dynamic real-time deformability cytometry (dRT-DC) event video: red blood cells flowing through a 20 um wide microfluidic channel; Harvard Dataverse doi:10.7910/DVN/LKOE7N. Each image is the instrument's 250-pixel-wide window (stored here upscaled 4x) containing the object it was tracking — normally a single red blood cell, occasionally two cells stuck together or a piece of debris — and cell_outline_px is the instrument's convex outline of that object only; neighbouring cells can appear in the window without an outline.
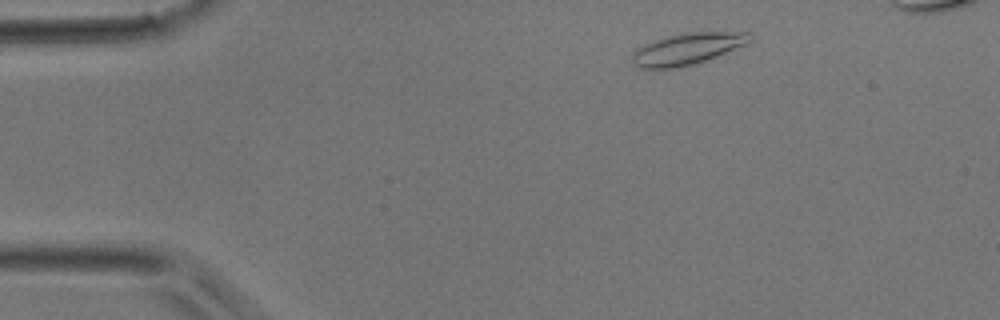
{"species": "common noctule bat (a hibernating species)", "species_latin": "Nyctalus noctula", "temperature_condition": "room temperature", "stored_images_in_passage": 4, "camera_frame_rate_fps": 3000, "um_per_image_px": 0.085, "animal": {"sex": "male", "body_mass_g": 17.9}, "frame": {"image": 1, "passage_image": 4, "time_ms": 3.333, "image_size_px": [1000, 320], "cell_outline_px": [[756, 36], [752, 40], [744, 44], [704, 60], [692, 64], [676, 68], [640, 68], [632, 64], [632, 52], [636, 48], [644, 44], [668, 36], [688, 32], [752, 32]], "centroid_in_image_um": [58.4, 4.14], "position_along_channel_um": 26.6, "area_um2": 21.33}}